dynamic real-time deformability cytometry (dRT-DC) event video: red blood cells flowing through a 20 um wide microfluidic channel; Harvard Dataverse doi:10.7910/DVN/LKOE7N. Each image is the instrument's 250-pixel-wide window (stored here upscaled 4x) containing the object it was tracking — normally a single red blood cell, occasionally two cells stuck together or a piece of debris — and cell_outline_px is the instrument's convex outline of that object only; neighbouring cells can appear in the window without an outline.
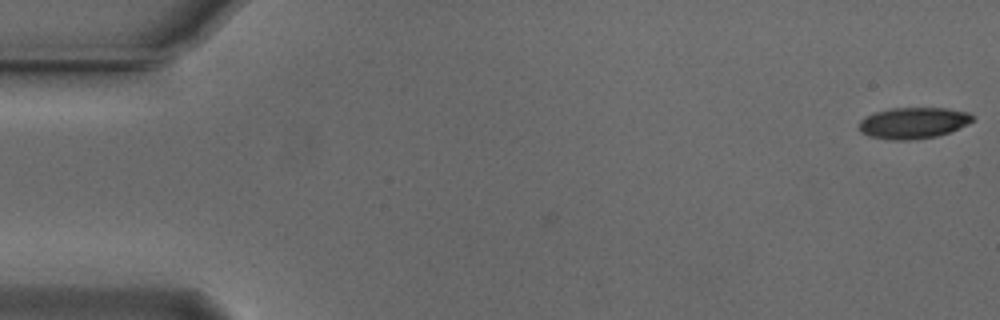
{"species": "Egyptian fruit bat (a non-hibernating species)", "species_latin": "Rousettus aegyptiacus", "temperature_condition": "cold", "stored_images_in_passage": 8, "camera_frame_rate_fps": 3000, "um_per_image_px": 0.085, "animal": {"sex": "male"}, "frame": {"image": 1, "passage_image": 1, "time_ms": 0.0, "image_size_px": [1000, 320], "cell_outline_px": [[976, 116], [968, 124], [948, 132], [936, 136], [908, 140], [892, 140], [868, 136], [860, 132], [860, 120], [864, 116], [872, 112], [888, 108], [948, 108], [968, 112]], "centroid_in_image_um": [77.6, 10.43], "position_along_channel_um": 7.4, "area_um2": 20.81}}